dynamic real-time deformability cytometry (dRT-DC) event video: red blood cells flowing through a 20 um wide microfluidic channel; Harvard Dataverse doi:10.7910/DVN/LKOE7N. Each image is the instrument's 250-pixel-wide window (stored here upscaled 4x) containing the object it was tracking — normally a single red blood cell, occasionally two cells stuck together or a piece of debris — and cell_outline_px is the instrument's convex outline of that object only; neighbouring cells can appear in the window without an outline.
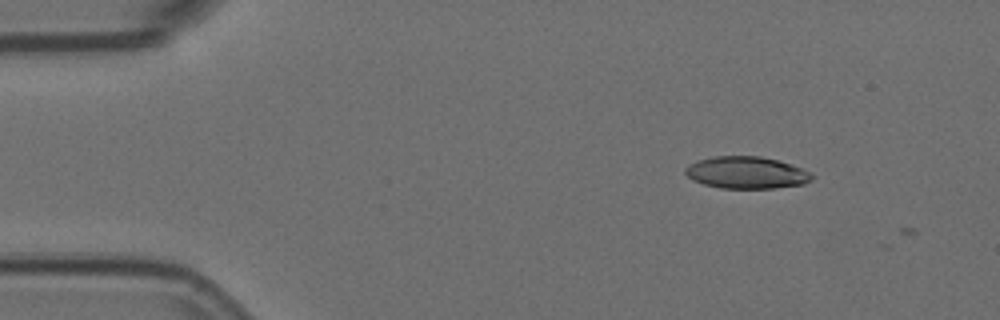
{"species": "Egyptian fruit bat (a non-hibernating species)", "species_latin": "Rousettus aegyptiacus", "temperature_condition": "room temperature", "stored_images_in_passage": 2, "camera_frame_rate_fps": 3000, "um_per_image_px": 0.085, "animal": {"sex": "female"}, "frame": {"image": 1, "passage_image": 1, "time_ms": 0.0, "image_size_px": [1000, 320], "cell_outline_px": [[812, 180], [804, 184], [776, 188], [720, 188], [704, 184], [692, 180], [684, 172], [684, 168], [688, 164], [696, 160], [712, 156], [760, 156], [776, 160], [812, 172]], "centroid_in_image_um": [63.41, 14.67], "position_along_channel_um": 21.6, "area_um2": 23.7}}